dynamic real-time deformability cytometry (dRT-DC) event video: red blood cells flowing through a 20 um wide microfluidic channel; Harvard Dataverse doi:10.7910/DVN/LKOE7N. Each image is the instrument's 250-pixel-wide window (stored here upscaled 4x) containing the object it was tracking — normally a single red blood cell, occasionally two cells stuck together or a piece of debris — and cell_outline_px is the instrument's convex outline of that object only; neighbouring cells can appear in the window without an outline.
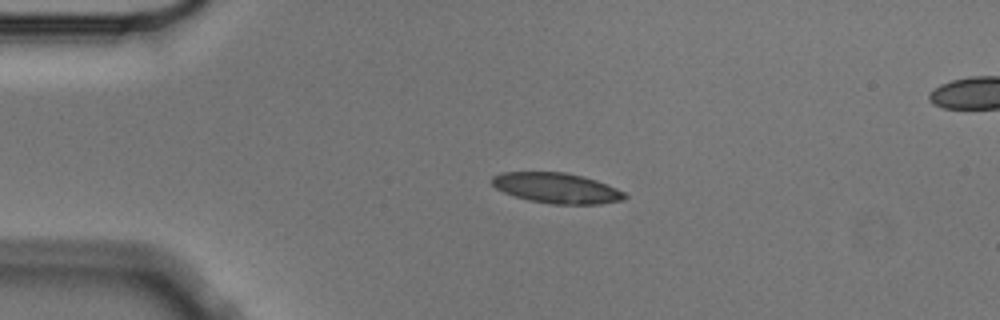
{"species": "Egyptian fruit bat (a non-hibernating species)", "species_latin": "Rousettus aegyptiacus", "temperature_condition": "cold", "stored_images_in_passage": 6, "segment_of_instrument_passage": [1, 2], "camera_frame_rate_fps": 3000, "um_per_image_px": 0.085, "animal": {"sex": "male"}, "frame": {"image": 1, "passage_image": 4, "time_ms": 1.0, "image_size_px": [1000, 320], "cell_outline_px": [[628, 196], [624, 200], [600, 204], [552, 204], [528, 200], [504, 192], [496, 188], [492, 184], [492, 176], [500, 172], [564, 172], [596, 180], [616, 188], [624, 192]], "centroid_in_image_um": [47.32, 15.99], "position_along_channel_um": 37.7, "area_um2": 23.41}}